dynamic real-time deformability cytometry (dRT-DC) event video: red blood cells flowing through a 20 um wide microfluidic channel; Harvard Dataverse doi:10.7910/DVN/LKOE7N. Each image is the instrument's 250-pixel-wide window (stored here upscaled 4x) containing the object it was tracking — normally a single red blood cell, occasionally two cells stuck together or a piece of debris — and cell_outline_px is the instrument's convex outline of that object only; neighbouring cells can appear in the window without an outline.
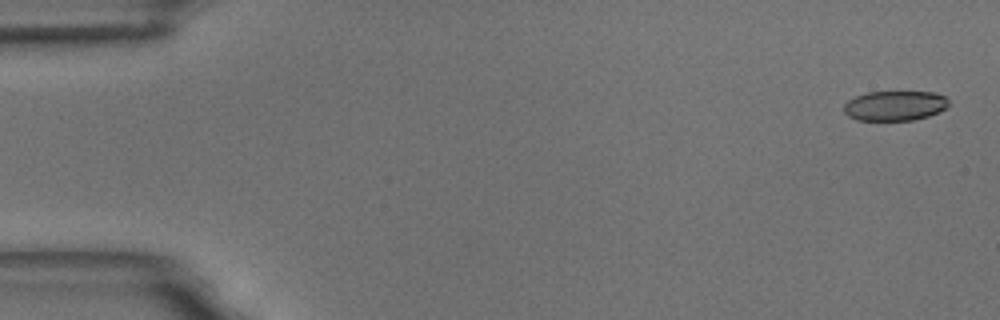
{"species": "common noctule bat (a hibernating species)", "species_latin": "Nyctalus noctula", "temperature_condition": "room temperature", "stored_images_in_passage": 9, "camera_frame_rate_fps": 3000, "um_per_image_px": 0.085, "animal": {"sex": "male", "body_mass_g": 18.8}, "frame": {"image": 1, "passage_image": 1, "time_ms": 0.0, "image_size_px": [1000, 320], "cell_outline_px": [[948, 104], [944, 108], [928, 116], [912, 120], [856, 120], [848, 116], [844, 112], [844, 104], [848, 100], [856, 96], [868, 92], [936, 92], [944, 96], [948, 100]], "centroid_in_image_um": [76.03, 8.98], "position_along_channel_um": 9.0, "area_um2": 18.09}}
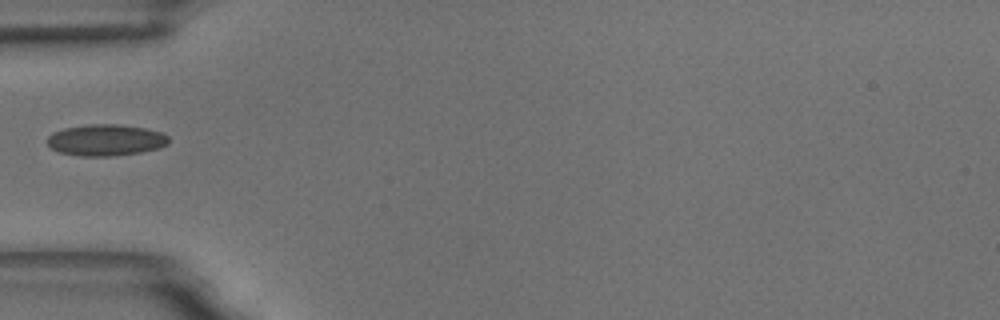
{"frame": {"image": 2, "passage_image": 6, "time_ms": 5.667, "image_size_px": [1000, 320], "cell_outline_px": [[168, 144], [160, 148], [140, 152], [112, 156], [80, 156], [60, 152], [52, 148], [44, 140], [52, 132], [64, 128], [88, 124], [120, 124], [144, 128], [160, 132], [168, 136]], "centroid_in_image_um": [8.96, 11.9], "position_along_channel_um": 76.0, "area_um2": 22.31}}
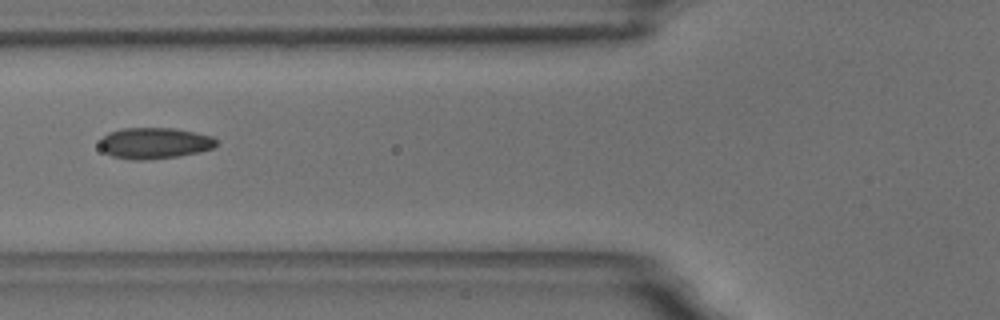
{"frame": {"image": 3, "passage_image": 7, "time_ms": 6.667, "image_size_px": [1000, 320], "cell_outline_px": [[216, 144], [212, 148], [200, 152], [180, 156], [148, 160], [132, 160], [112, 156], [104, 152], [100, 148], [100, 140], [108, 132], [120, 128], [176, 128], [196, 132], [212, 136], [216, 140]], "centroid_in_image_um": [13.12, 12.17], "position_along_channel_um": 112.7, "area_um2": 21.39}}